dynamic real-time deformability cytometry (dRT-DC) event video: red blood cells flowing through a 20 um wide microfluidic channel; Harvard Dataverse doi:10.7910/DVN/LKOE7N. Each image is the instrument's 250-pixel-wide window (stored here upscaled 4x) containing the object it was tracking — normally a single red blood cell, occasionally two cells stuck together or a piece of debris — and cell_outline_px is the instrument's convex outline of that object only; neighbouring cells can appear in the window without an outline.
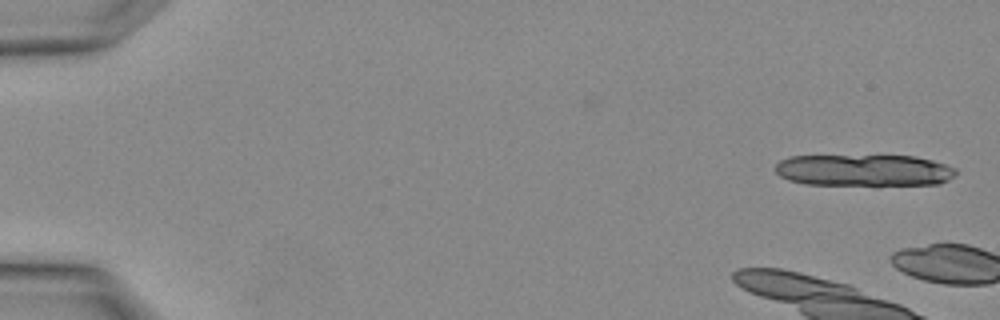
{"species": "Egyptian fruit bat (a non-hibernating species)", "species_latin": "Rousettus aegyptiacus", "temperature_condition": "warm", "stored_images_in_passage": 5, "segment_of_instrument_passage": [2, 2], "camera_frame_rate_fps": 3000, "um_per_image_px": 0.085, "animal": {"sex": "female"}, "frame": {"image": 1, "passage_image": 5, "time_ms": 1.333, "image_size_px": [1000, 320], "cell_outline_px": [[956, 172], [948, 180], [940, 184], [876, 188], [804, 184], [788, 180], [780, 176], [772, 168], [780, 160], [788, 156], [916, 156], [932, 160], [956, 168]], "centroid_in_image_um": [73.43, 14.53], "position_along_channel_um": 11.6, "area_um2": 35.14}}